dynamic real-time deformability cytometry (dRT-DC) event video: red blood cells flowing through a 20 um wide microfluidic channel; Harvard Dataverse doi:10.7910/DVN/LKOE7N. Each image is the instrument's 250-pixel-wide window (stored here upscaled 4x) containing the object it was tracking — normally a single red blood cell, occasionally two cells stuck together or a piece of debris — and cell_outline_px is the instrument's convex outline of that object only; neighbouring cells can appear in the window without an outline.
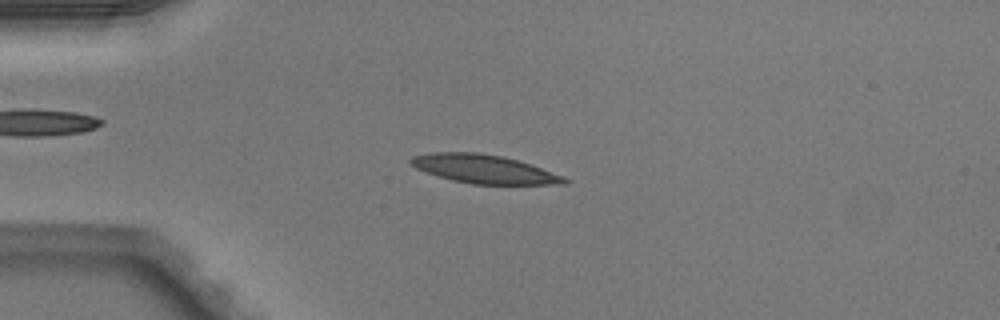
{"species": "Egyptian fruit bat (a non-hibernating species)", "species_latin": "Rousettus aegyptiacus", "temperature_condition": "warm", "stored_images_in_passage": 40, "camera_frame_rate_fps": 3000, "um_per_image_px": 0.085, "animal": {"sex": "male"}, "frame": {"image": 1, "passage_image": 9, "time_ms": 2.667, "image_size_px": [1000, 320], "cell_outline_px": [[568, 180], [564, 184], [472, 184], [452, 180], [416, 168], [408, 160], [412, 156], [428, 152], [476, 152], [500, 156], [516, 160], [564, 176]], "centroid_in_image_um": [41.1, 14.36], "position_along_channel_um": 43.9, "area_um2": 25.14}}
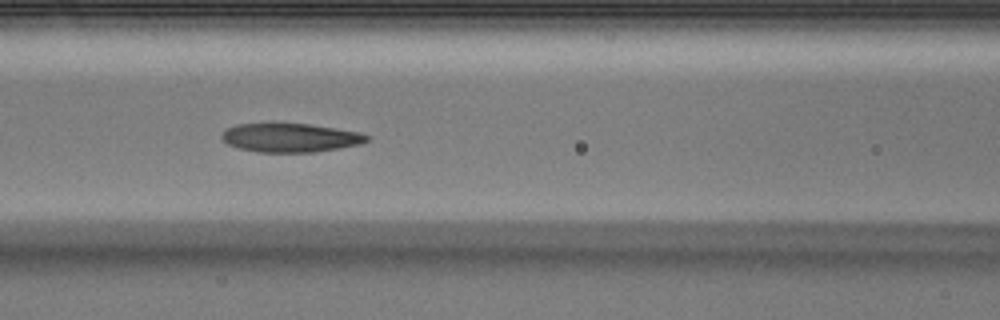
{"frame": {"image": 2, "passage_image": 18, "time_ms": 5.667, "image_size_px": [1000, 320], "cell_outline_px": [[372, 136], [368, 140], [360, 144], [340, 148], [316, 152], [256, 152], [240, 148], [228, 144], [220, 136], [228, 128], [236, 124], [272, 120], [308, 124], [360, 132]], "centroid_in_image_um": [24.65, 11.66], "position_along_channel_um": 141.9, "area_um2": 25.2}}
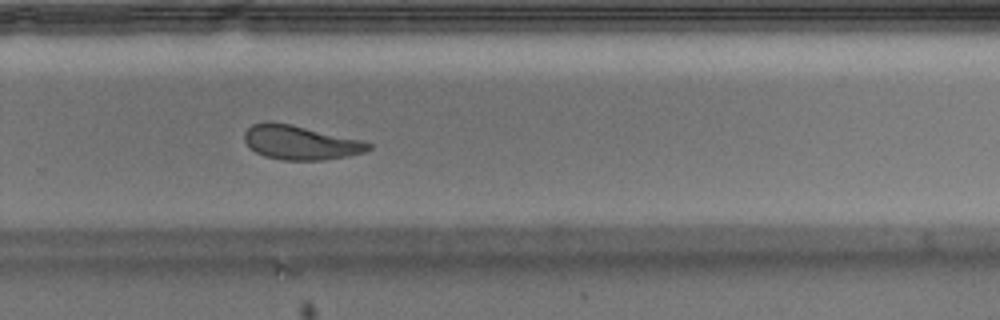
{"frame": {"image": 3, "passage_image": 30, "time_ms": 9.667, "image_size_px": [1000, 320], "cell_outline_px": [[372, 148], [364, 152], [348, 156], [324, 160], [284, 160], [264, 156], [256, 152], [244, 140], [244, 132], [252, 124], [288, 124], [360, 140], [372, 144]], "centroid_in_image_um": [25.56, 12.15], "position_along_channel_um": 304.2, "area_um2": 23.87}, "authors_computed_cell_mechanics": {"area_um2": 25.3164, "velocity_mm_per_s": 4.0749, "shape_relaxation_time_tau1_ms": 3.5157, "shape_relaxation_time_tau2_ms": 2.2576, "deformation_change_tau1": 0.133, "deformation_change_tau2": 0.0947}}